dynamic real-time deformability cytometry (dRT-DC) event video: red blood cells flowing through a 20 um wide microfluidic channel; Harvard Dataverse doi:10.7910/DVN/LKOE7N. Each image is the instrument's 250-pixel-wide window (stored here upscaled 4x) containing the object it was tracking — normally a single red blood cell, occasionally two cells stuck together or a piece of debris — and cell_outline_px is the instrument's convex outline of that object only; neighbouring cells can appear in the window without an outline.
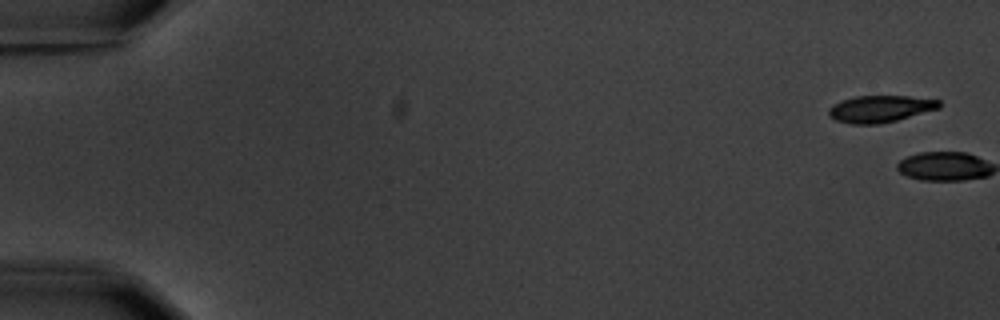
{"species": "common noctule bat (a hibernating species)", "species_latin": "Nyctalus noctula", "temperature_condition": "warm", "stored_images_in_passage": 17, "camera_frame_rate_fps": 3000, "um_per_image_px": 0.085, "animal": {"sex": "male", "body_mass_g": 20.1, "forearm_length_mm": 53.5}, "frame": {"image": 1, "passage_image": 1, "time_ms": 0.0, "image_size_px": [1000, 320], "cell_outline_px": [[940, 108], [896, 120], [880, 124], [852, 124], [836, 120], [828, 116], [828, 108], [832, 104], [840, 100], [856, 96], [908, 96], [940, 100]], "centroid_in_image_um": [74.77, 9.25], "position_along_channel_um": 10.2, "area_um2": 17.34}}
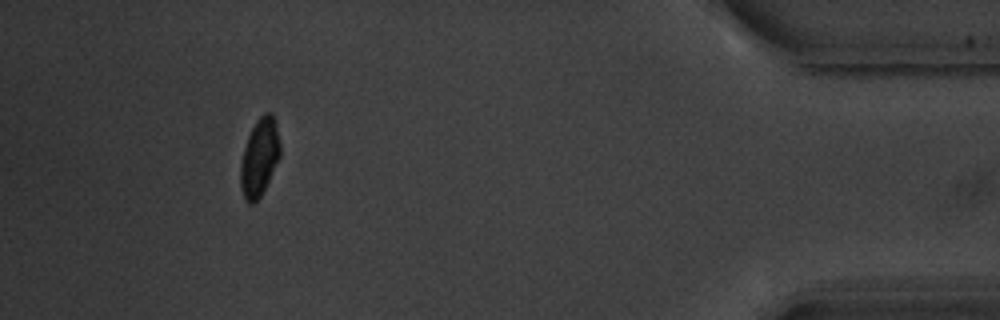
{"frame": {"image": 2, "passage_image": 17, "time_ms": 20.667, "image_size_px": [1000, 320], "cell_outline_px": [[280, 156], [260, 196], [252, 204], [248, 204], [244, 200], [240, 188], [240, 164], [244, 148], [248, 136], [256, 120], [264, 112], [272, 112], [276, 120], [280, 144]], "centroid_in_image_um": [22.04, 13.35], "position_along_channel_um": 413.2, "area_um2": 17.98}, "authors_computed_cell_mechanics": {"area_um2": 19.2474, "velocity_mm_per_s": 3.5846, "shape_relaxation_time_tau1_ms": 2.0625, "shape_relaxation_time_tau2_ms": 1.9986, "deformation_change_tau1": 0.1034, "deformation_change_tau2": 0.0604}}